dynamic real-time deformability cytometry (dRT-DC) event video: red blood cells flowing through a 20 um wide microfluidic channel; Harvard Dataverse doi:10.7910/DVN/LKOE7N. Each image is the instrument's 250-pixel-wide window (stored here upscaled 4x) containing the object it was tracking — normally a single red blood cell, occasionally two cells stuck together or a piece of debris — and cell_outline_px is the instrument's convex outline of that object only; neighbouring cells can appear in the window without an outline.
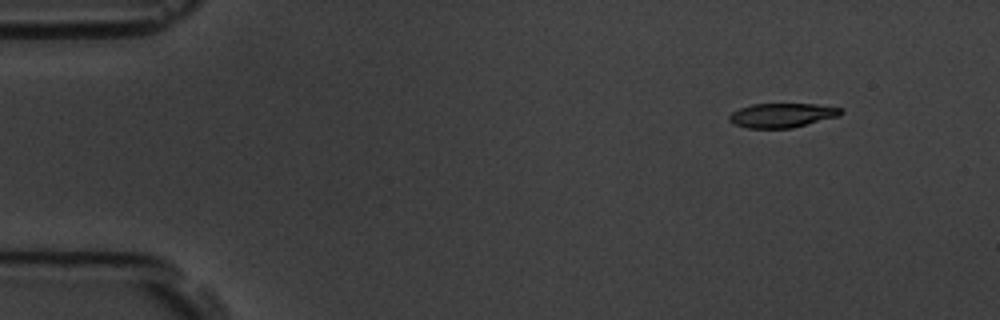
{"species": "common noctule bat (a hibernating species)", "species_latin": "Nyctalus noctula", "temperature_condition": "room temperature", "stored_images_in_passage": 5, "camera_frame_rate_fps": 3000, "um_per_image_px": 0.085, "animal": {"sex": "male", "body_mass_g": 19.5, "forearm_length_mm": 54.6}, "frame": {"image": 1, "passage_image": 1, "time_ms": 0.0, "image_size_px": [1000, 320], "cell_outline_px": [[844, 112], [840, 116], [792, 128], [748, 128], [732, 124], [728, 120], [728, 116], [732, 112], [740, 108], [752, 104], [816, 104], [844, 108]], "centroid_in_image_um": [66.49, 9.8], "position_along_channel_um": 18.5, "area_um2": 16.01}}
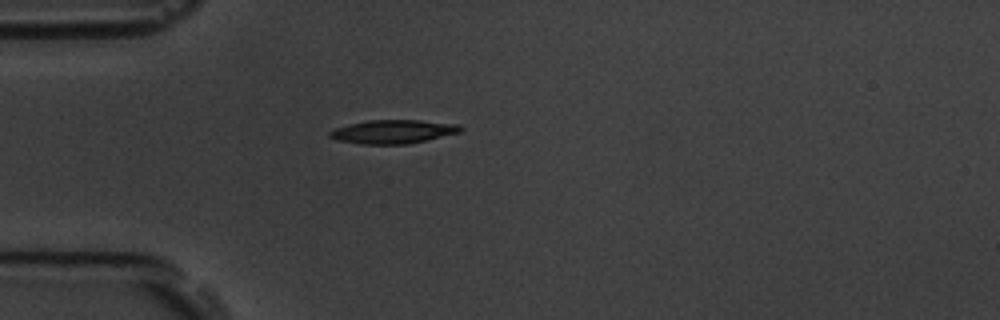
{"frame": {"image": 2, "passage_image": 4, "time_ms": 3.333, "image_size_px": [1000, 320], "cell_outline_px": [[464, 128], [460, 132], [408, 144], [360, 144], [336, 140], [328, 136], [328, 132], [336, 128], [368, 120], [420, 120], [460, 124]], "centroid_in_image_um": [33.43, 11.19], "position_along_channel_um": 51.6, "area_um2": 17.98}}